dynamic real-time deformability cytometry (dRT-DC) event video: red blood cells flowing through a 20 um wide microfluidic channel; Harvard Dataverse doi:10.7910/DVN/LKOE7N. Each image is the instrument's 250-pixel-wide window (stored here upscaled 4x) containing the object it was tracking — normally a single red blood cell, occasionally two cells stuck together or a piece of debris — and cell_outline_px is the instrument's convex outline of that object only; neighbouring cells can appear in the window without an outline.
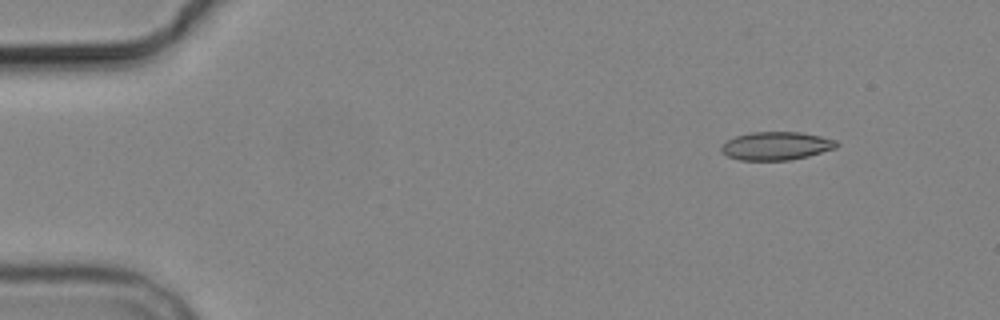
{"species": "common noctule bat (a hibernating species)", "species_latin": "Nyctalus noctula", "temperature_condition": "cold", "stored_images_in_passage": 3, "camera_frame_rate_fps": 3000, "um_per_image_px": 0.085, "animal": {"sex": "male", "body_mass_g": 19.2, "forearm_length_mm": 51.8}, "frame": {"image": 1, "passage_image": 1, "time_ms": 0.0, "image_size_px": [1000, 320], "cell_outline_px": [[840, 144], [836, 148], [808, 156], [792, 160], [740, 160], [728, 156], [720, 152], [720, 144], [736, 136], [752, 132], [800, 132], [820, 136], [836, 140]], "centroid_in_image_um": [65.97, 12.4], "position_along_channel_um": 19.0, "area_um2": 19.07}}
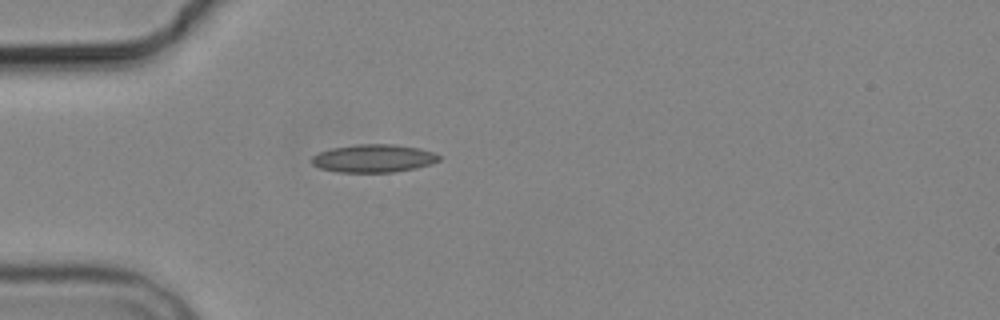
{"frame": {"image": 2, "passage_image": 3, "time_ms": 3.333, "image_size_px": [1000, 320], "cell_outline_px": [[440, 160], [432, 164], [416, 168], [396, 172], [336, 172], [320, 168], [312, 164], [312, 156], [320, 152], [332, 148], [356, 144], [392, 144], [420, 148], [432, 152], [440, 156]], "centroid_in_image_um": [31.77, 13.46], "position_along_channel_um": 53.2, "area_um2": 20.81}}